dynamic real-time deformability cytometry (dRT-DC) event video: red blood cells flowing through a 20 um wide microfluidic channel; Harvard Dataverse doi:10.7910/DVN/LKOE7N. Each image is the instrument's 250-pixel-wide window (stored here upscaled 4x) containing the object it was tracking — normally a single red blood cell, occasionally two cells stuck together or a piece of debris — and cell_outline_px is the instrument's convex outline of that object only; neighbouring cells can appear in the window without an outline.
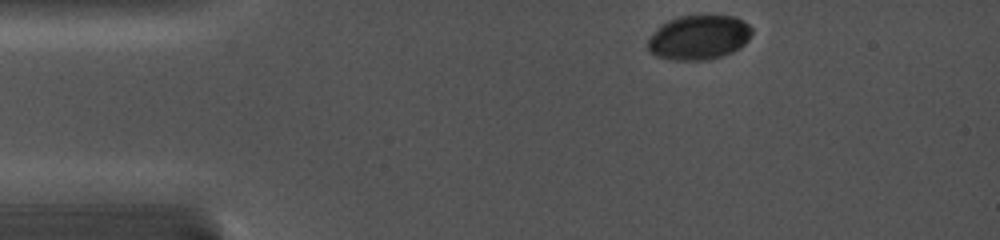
{"species": "common noctule bat (a hibernating species)", "species_latin": "Nyctalus noctula", "temperature_condition": "cold", "stored_images_in_passage": 6, "camera_frame_rate_fps": 5000, "um_per_image_px": 0.085, "animal": {"sex": "female", "body_mass_g": 19.0, "forearm_length_mm": 56.7}, "frame": {"image": 1, "passage_image": 1, "time_ms": 0.0, "image_size_px": [1000, 240], "cell_outline_px": [[752, 32], [748, 40], [740, 48], [732, 52], [708, 60], [672, 60], [656, 56], [648, 48], [648, 40], [656, 28], [660, 24], [668, 20], [680, 16], [736, 16], [744, 20], [752, 28]], "centroid_in_image_um": [59.41, 3.18], "position_along_channel_um": 25.6, "area_um2": 27.05}}